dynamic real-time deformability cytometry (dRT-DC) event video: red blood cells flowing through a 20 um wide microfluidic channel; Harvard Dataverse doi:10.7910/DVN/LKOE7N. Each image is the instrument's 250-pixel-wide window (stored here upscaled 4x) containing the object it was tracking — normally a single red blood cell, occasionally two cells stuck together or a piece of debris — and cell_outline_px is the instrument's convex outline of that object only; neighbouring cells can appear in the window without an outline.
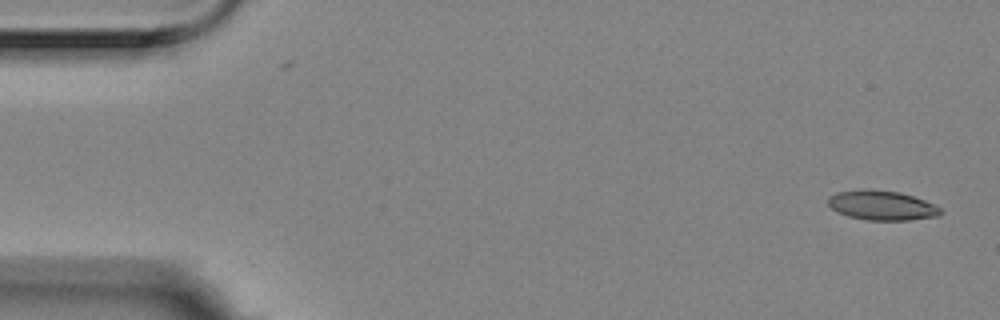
{"species": "Egyptian fruit bat (a non-hibernating species)", "species_latin": "Rousettus aegyptiacus", "temperature_condition": "room temperature", "stored_images_in_passage": 15, "camera_frame_rate_fps": 3000, "um_per_image_px": 0.085, "animal": {"sex": "female"}, "frame": {"image": 1, "passage_image": 1, "time_ms": 0.0, "image_size_px": [1000, 320], "cell_outline_px": [[944, 212], [940, 216], [908, 220], [868, 220], [848, 216], [836, 212], [828, 204], [828, 196], [836, 192], [860, 188], [864, 188], [900, 192], [936, 204]], "centroid_in_image_um": [74.95, 17.44], "position_along_channel_um": 10.0, "area_um2": 19.71}}
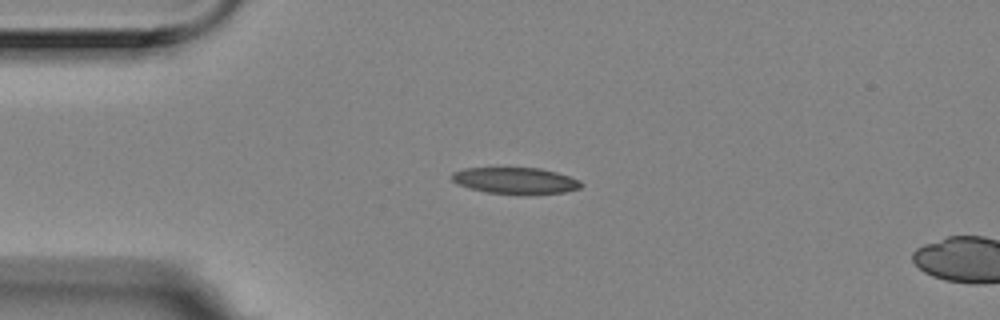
{"frame": {"image": 2, "passage_image": 12, "time_ms": 3.667, "image_size_px": [1000, 320], "cell_outline_px": [[584, 184], [580, 188], [564, 192], [528, 196], [524, 196], [484, 192], [468, 188], [456, 184], [448, 176], [452, 172], [464, 168], [540, 168], [556, 172], [580, 180]], "centroid_in_image_um": [43.78, 15.38], "position_along_channel_um": 41.2, "area_um2": 20.58}}